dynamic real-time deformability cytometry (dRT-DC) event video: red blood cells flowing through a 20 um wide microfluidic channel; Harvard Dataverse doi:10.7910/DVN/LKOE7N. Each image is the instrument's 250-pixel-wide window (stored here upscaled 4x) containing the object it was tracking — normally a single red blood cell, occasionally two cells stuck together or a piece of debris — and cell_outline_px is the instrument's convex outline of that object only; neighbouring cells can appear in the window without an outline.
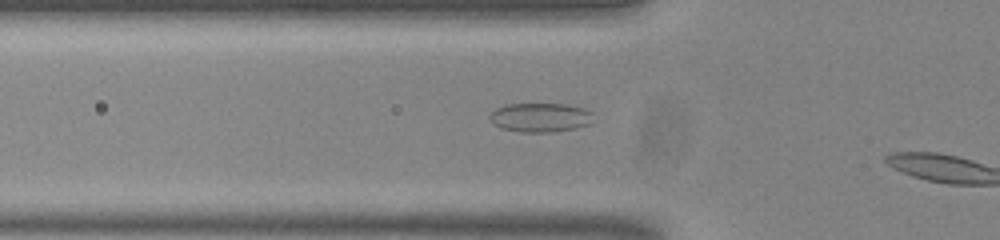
{"species": "common noctule bat (a hibernating species)", "species_latin": "Nyctalus noctula", "temperature_condition": "room temperature", "stored_images_in_passage": 17, "camera_frame_rate_fps": 3000, "um_per_image_px": 0.085, "animal": {"sex": "male", "body_mass_g": 20.0, "forearm_length_mm": 53.3}, "frame": {"image": 1, "passage_image": 15, "time_ms": 4.667, "image_size_px": [1000, 240], "cell_outline_px": [[592, 124], [576, 128], [552, 132], [520, 132], [500, 128], [488, 116], [496, 108], [504, 104], [568, 104], [584, 108], [592, 112]], "centroid_in_image_um": [45.95, 9.98], "position_along_channel_um": 79.8, "area_um2": 17.69}}